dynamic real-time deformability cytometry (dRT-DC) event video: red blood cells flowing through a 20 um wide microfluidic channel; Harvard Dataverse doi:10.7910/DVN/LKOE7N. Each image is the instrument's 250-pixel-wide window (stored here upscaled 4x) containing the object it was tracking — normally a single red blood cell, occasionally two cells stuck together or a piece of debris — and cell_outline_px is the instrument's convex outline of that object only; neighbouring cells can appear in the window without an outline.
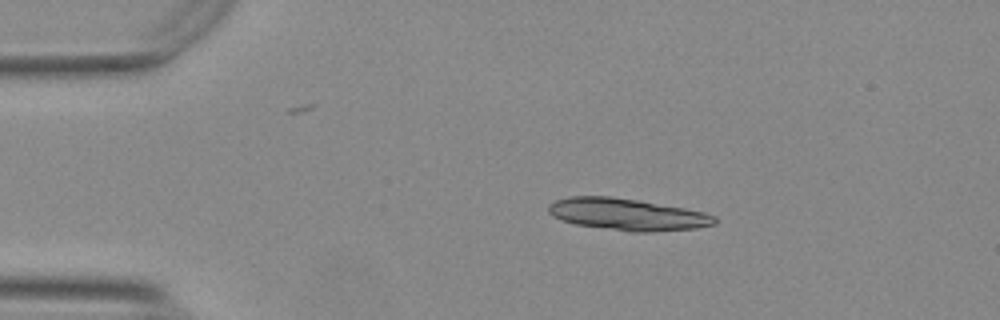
{"species": "Egyptian fruit bat (a non-hibernating species)", "species_latin": "Rousettus aegyptiacus", "temperature_condition": "warm", "stored_images_in_passage": 45, "segment_of_instrument_passage": [1, 2], "camera_frame_rate_fps": 3000, "um_per_image_px": 0.085, "animal": {"sex": "female"}, "frame": {"image": 1, "passage_image": 1, "time_ms": 0.0, "image_size_px": [1000, 320], "cell_outline_px": [[716, 224], [696, 228], [652, 232], [632, 232], [576, 224], [560, 220], [552, 216], [548, 212], [548, 204], [556, 200], [568, 196], [612, 196], [640, 200], [684, 208], [704, 212], [716, 216]], "centroid_in_image_um": [53.31, 18.21], "position_along_channel_um": 31.7, "area_um2": 31.04}}